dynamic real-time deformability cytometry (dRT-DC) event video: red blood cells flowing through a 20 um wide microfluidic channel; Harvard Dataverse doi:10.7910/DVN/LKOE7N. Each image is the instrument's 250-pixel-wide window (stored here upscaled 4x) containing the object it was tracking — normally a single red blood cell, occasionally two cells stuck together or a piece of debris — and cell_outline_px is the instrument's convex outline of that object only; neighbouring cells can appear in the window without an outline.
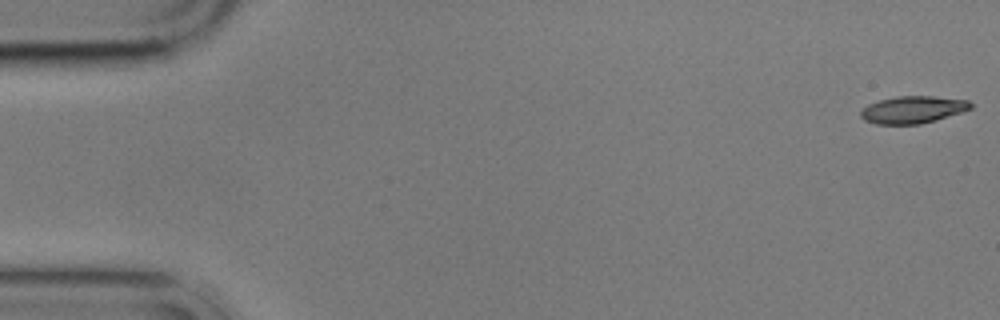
{"species": "common noctule bat (a hibernating species)", "species_latin": "Nyctalus noctula", "temperature_condition": "cold", "stored_images_in_passage": 15, "camera_frame_rate_fps": 3000, "um_per_image_px": 0.085, "animal": {"sex": "male", "body_mass_g": 17.9}, "frame": {"image": 1, "passage_image": 1, "time_ms": 0.0, "image_size_px": [1000, 320], "cell_outline_px": [[972, 108], [960, 112], [920, 124], [876, 124], [864, 120], [860, 116], [860, 112], [868, 104], [880, 100], [896, 96], [932, 96], [968, 100], [972, 104]], "centroid_in_image_um": [77.56, 9.31], "position_along_channel_um": 7.4, "area_um2": 17.22}}
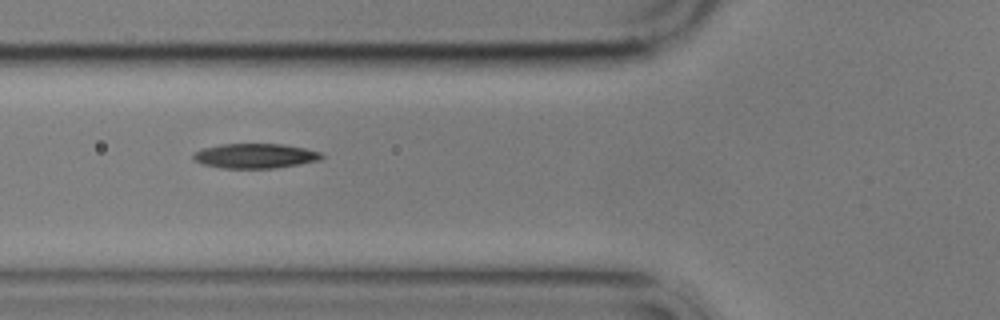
{"frame": {"image": 2, "passage_image": 6, "time_ms": 6.667, "image_size_px": [1000, 320], "cell_outline_px": [[324, 156], [320, 160], [276, 168], [220, 168], [200, 164], [192, 160], [192, 156], [196, 152], [204, 148], [220, 144], [284, 144], [304, 148], [320, 152]], "centroid_in_image_um": [21.65, 13.25], "position_along_channel_um": 104.1, "area_um2": 18.55}}
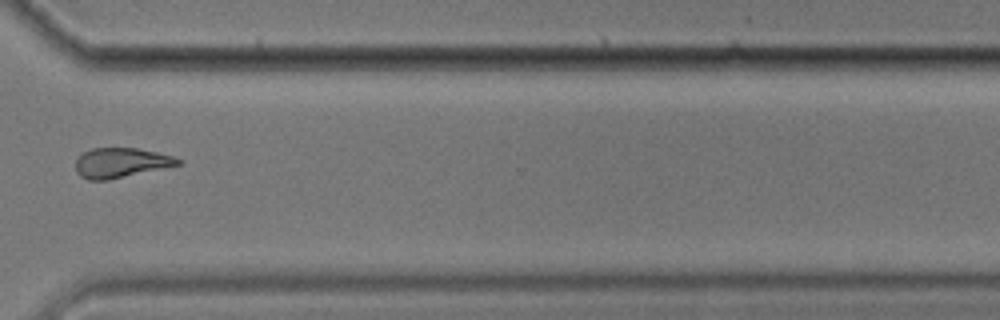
{"frame": {"image": 3, "passage_image": 12, "time_ms": 14.0, "image_size_px": [1000, 320], "cell_outline_px": [[184, 164], [108, 180], [88, 180], [80, 176], [76, 172], [76, 160], [84, 152], [92, 148], [136, 148], [156, 152], [172, 156], [184, 160]], "centroid_in_image_um": [10.31, 13.84], "position_along_channel_um": 360.3, "area_um2": 17.86}, "authors_computed_cell_mechanics": {"area_um2": 18.5538, "velocity_mm_per_s": 3.4966, "shape_relaxation_time_tau1_ms": 6.8787, "shape_relaxation_time_tau2_ms": null, "deformation_change_tau1": 0.1599, "deformation_change_tau2": null}}